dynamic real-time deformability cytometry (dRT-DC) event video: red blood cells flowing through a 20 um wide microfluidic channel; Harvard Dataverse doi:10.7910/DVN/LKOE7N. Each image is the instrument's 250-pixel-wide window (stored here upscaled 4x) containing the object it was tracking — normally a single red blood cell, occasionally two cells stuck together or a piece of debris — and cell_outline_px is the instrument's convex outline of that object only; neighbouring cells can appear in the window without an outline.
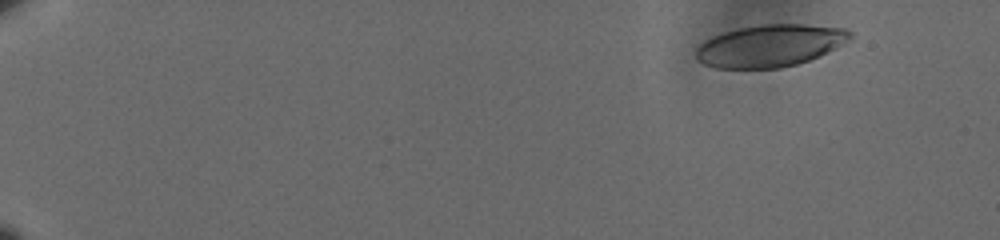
{"species": "human", "species_latin": "Homo sapiens", "temperature_condition": "cold", "stored_images_in_passage": 55, "camera_frame_rate_fps": 3000, "um_per_image_px": 0.085, "donor": {"sex": "male"}, "frame": {"image": 1, "passage_image": 1, "time_ms": 0.0, "image_size_px": [1000, 240], "cell_outline_px": [[852, 36], [840, 44], [808, 60], [796, 64], [780, 68], [716, 68], [704, 64], [696, 60], [696, 48], [704, 40], [712, 36], [724, 32], [740, 28], [760, 24], [804, 24], [844, 28], [852, 32]], "centroid_in_image_um": [65.37, 3.88], "position_along_channel_um": 19.6, "area_um2": 37.45}}
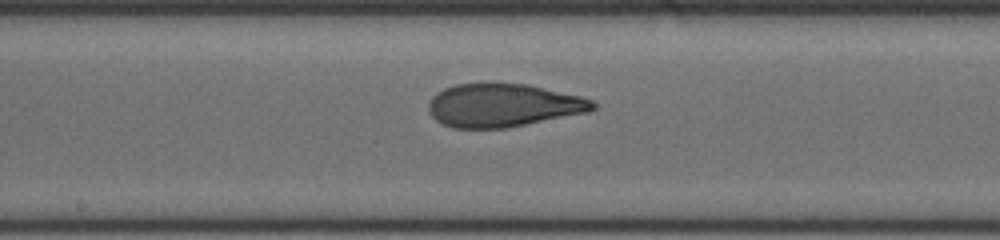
{"frame": {"image": 2, "passage_image": 30, "time_ms": 9.667, "image_size_px": [1000, 240], "cell_outline_px": [[596, 108], [588, 112], [504, 128], [452, 128], [436, 120], [432, 116], [428, 108], [428, 104], [432, 96], [436, 92], [444, 88], [456, 84], [528, 84], [580, 96], [592, 100], [596, 104]], "centroid_in_image_um": [42.75, 8.95], "position_along_channel_um": 205.5, "area_um2": 41.04}}
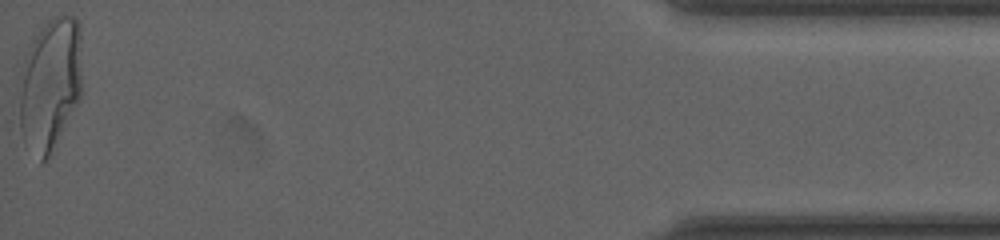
{"frame": {"image": 3, "passage_image": 55, "time_ms": 18.0, "image_size_px": [1000, 240], "cell_outline_px": [[80, 100], [48, 156], [40, 164], [24, 144], [20, 128], [16, 60], [40, 28], [52, 16], [76, 16], [80, 24]], "centroid_in_image_um": [4.15, 7.1], "position_along_channel_um": 431.0, "area_um2": 50.4}, "authors_computed_cell_mechanics": {"area_um2": 41.7316, "velocity_mm_per_s": 3.591, "shape_relaxation_time_tau1_ms": 5.8797, "shape_relaxation_time_tau2_ms": 1.2671, "deformation_change_tau1": 0.228, "deformation_change_tau2": 0.0775}}